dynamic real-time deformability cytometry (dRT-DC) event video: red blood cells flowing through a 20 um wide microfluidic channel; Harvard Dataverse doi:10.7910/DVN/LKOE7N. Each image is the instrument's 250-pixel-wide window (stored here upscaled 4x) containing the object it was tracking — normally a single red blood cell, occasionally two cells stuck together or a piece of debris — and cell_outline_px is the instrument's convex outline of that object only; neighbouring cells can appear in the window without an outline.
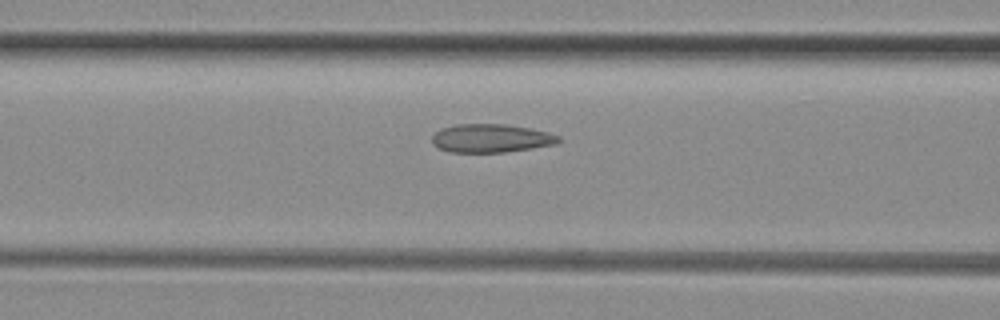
{"species": "common noctule bat (a hibernating species)", "species_latin": "Nyctalus noctula", "temperature_condition": "room temperature", "stored_images_in_passage": 7, "camera_frame_rate_fps": 3000, "um_per_image_px": 0.085, "animal": {"sex": "female", "body_mass_g": 29.2, "forearm_length_mm": 56.3}, "frame": {"image": 1, "passage_image": 5, "time_ms": 1.333, "image_size_px": [1000, 320], "cell_outline_px": [[560, 140], [556, 144], [532, 148], [504, 152], [452, 152], [440, 148], [432, 144], [432, 136], [440, 128], [456, 124], [504, 124], [528, 128], [548, 132], [560, 136]], "centroid_in_image_um": [41.73, 11.75], "position_along_channel_um": 124.9, "area_um2": 20.87}}